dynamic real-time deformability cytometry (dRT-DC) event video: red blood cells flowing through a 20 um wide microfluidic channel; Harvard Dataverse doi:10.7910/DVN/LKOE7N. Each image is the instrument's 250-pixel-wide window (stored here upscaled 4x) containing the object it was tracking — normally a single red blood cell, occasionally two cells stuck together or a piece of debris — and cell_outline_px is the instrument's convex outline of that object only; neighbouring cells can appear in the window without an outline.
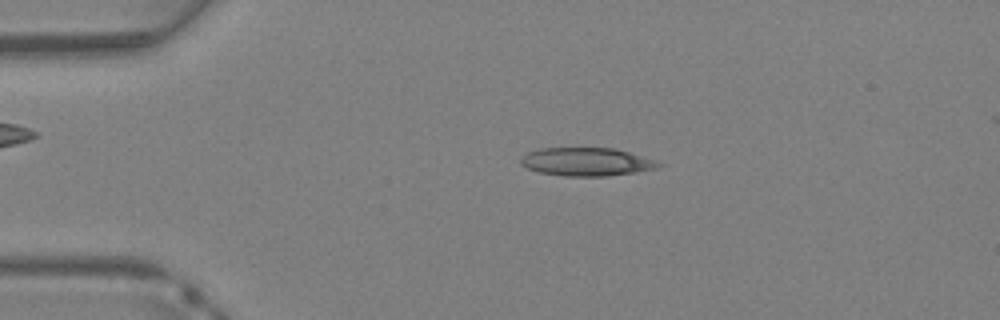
{"species": "Egyptian fruit bat (a non-hibernating species)", "species_latin": "Rousettus aegyptiacus", "temperature_condition": "warm", "stored_images_in_passage": 30, "camera_frame_rate_fps": 3000, "um_per_image_px": 0.085, "animal": {"sex": "female"}, "frame": {"image": 1, "passage_image": 1, "time_ms": 0.0, "image_size_px": [1000, 320], "cell_outline_px": [[664, 164], [656, 168], [636, 172], [608, 176], [568, 176], [540, 172], [528, 168], [520, 164], [520, 160], [528, 152], [540, 148], [616, 148], [656, 160]], "centroid_in_image_um": [49.89, 13.75], "position_along_channel_um": 35.1, "area_um2": 22.6}}
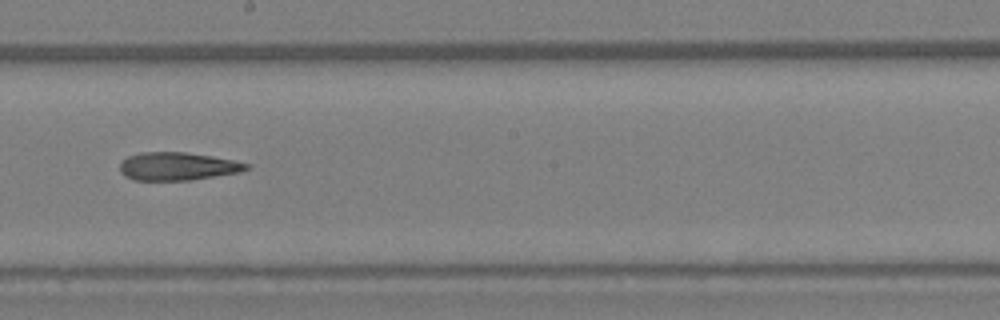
{"frame": {"image": 2, "passage_image": 14, "time_ms": 4.333, "image_size_px": [1000, 320], "cell_outline_px": [[252, 164], [248, 168], [240, 172], [192, 180], [132, 180], [124, 176], [120, 172], [120, 164], [128, 156], [140, 152], [184, 152], [212, 156]], "centroid_in_image_um": [15.08, 14.14], "position_along_channel_um": 233.1, "area_um2": 20.69}}
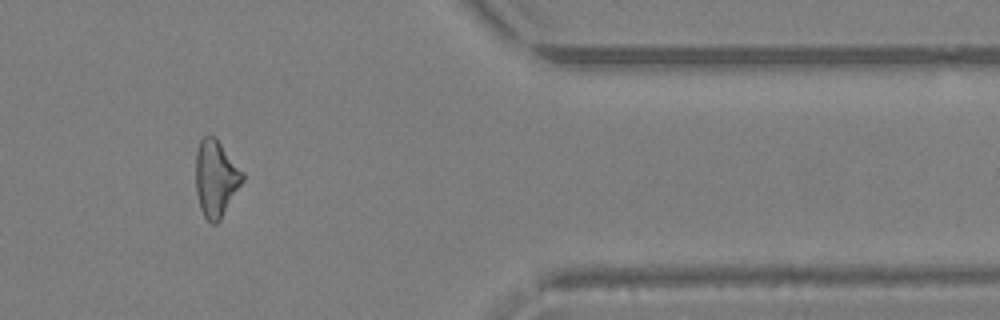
{"frame": {"image": 3, "passage_image": 24, "time_ms": 7.667, "image_size_px": [1000, 320], "cell_outline_px": [[244, 180], [220, 220], [216, 224], [212, 224], [204, 216], [200, 208], [196, 192], [196, 152], [200, 140], [204, 136], [216, 136], [244, 172]], "centroid_in_image_um": [18.36, 15.14], "position_along_channel_um": 393.0, "area_um2": 21.04}}